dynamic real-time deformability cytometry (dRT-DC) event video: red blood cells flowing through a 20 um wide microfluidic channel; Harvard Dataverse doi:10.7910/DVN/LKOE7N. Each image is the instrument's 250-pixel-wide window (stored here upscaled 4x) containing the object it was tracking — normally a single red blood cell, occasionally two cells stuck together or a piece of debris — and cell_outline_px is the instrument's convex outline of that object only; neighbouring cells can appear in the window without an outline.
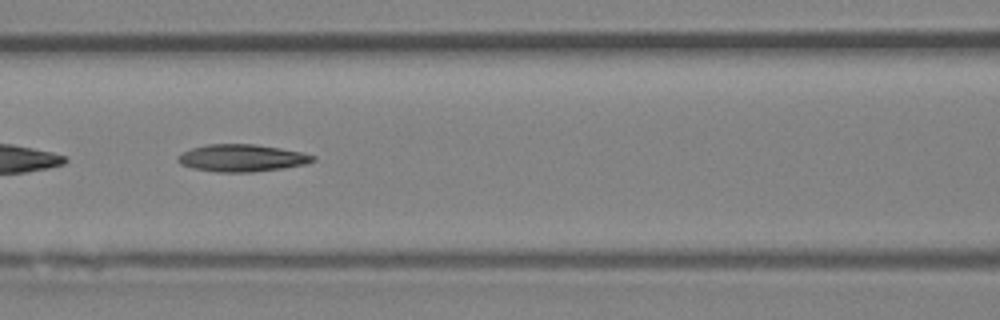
{"species": "Egyptian fruit bat (a non-hibernating species)", "species_latin": "Rousettus aegyptiacus", "temperature_condition": "room temperature", "stored_images_in_passage": 48, "camera_frame_rate_fps": 3000, "um_per_image_px": 0.085, "animal": {"sex": "female"}, "frame": {"image": 1, "passage_image": 21, "time_ms": 6.667, "image_size_px": [1000, 320], "cell_outline_px": [[316, 160], [304, 164], [280, 168], [252, 172], [216, 172], [192, 168], [180, 164], [176, 160], [176, 156], [180, 152], [204, 144], [252, 144], [280, 148], [304, 152], [316, 156]], "centroid_in_image_um": [20.5, 13.42], "position_along_channel_um": 146.1, "area_um2": 21.56}}
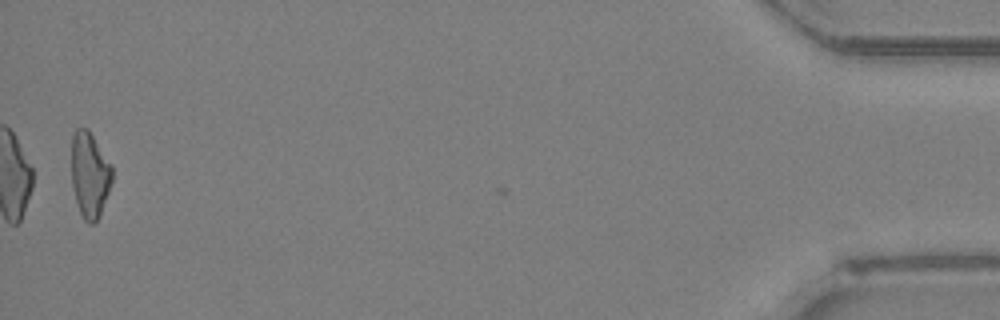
{"frame": {"image": 2, "passage_image": 47, "time_ms": 15.333, "image_size_px": [1000, 320], "cell_outline_px": [[112, 180], [100, 216], [92, 224], [88, 224], [84, 220], [80, 212], [76, 200], [72, 184], [72, 136], [76, 128], [88, 128], [112, 164]], "centroid_in_image_um": [7.63, 14.84], "position_along_channel_um": 427.6, "area_um2": 20.29}, "authors_computed_cell_mechanics": {"area_um2": 21.1259, "velocity_mm_per_s": 4.3368, "shape_relaxation_time_tau1_ms": 8.4508, "shape_relaxation_time_tau2_ms": 9.4248, "deformation_change_tau1": 0.2586, "deformation_change_tau2": 0.2642}}